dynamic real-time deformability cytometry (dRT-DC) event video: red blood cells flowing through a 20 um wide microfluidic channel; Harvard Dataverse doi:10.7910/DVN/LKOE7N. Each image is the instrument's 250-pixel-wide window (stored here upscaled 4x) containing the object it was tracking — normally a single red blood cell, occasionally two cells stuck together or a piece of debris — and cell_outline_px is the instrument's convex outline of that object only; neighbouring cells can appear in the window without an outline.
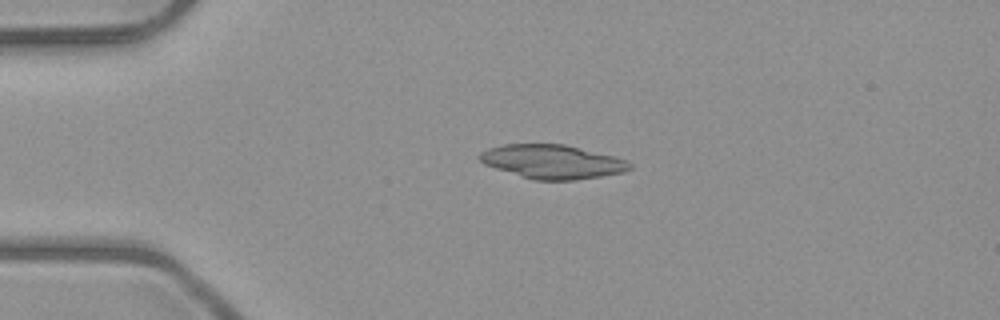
{"species": "common noctule bat (a hibernating species)", "species_latin": "Nyctalus noctula", "temperature_condition": "room temperature", "stored_images_in_passage": 6, "camera_frame_rate_fps": 3000, "um_per_image_px": 0.085, "animal": {"sex": "male", "body_mass_g": 23.1, "forearm_length_mm": 52.7}, "frame": {"image": 1, "passage_image": 4, "time_ms": 3.333, "image_size_px": [1000, 320], "cell_outline_px": [[632, 168], [624, 172], [576, 180], [532, 180], [484, 164], [476, 156], [480, 152], [488, 148], [504, 144], [564, 144], [628, 160], [632, 164]], "centroid_in_image_um": [46.93, 13.74], "position_along_channel_um": 38.1, "area_um2": 29.59}}